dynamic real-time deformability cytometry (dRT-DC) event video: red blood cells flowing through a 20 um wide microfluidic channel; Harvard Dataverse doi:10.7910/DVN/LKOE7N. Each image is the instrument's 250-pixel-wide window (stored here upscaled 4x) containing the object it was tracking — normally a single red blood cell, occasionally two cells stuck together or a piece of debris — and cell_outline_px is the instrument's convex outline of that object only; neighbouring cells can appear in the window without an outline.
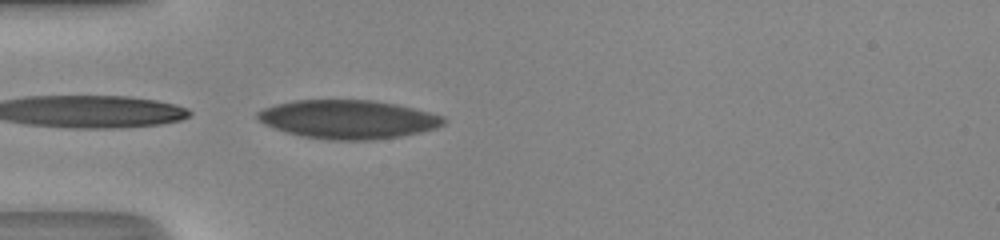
{"species": "human", "species_latin": "Homo sapiens", "temperature_condition": "room temperature", "stored_images_in_passage": 4, "camera_frame_rate_fps": 3000, "um_per_image_px": 0.085, "donor": {"sex": "male"}, "frame": {"image": 1, "passage_image": 4, "time_ms": 1.0, "image_size_px": [1000, 240], "cell_outline_px": [[448, 120], [444, 124], [436, 128], [420, 132], [400, 136], [368, 140], [328, 140], [304, 136], [288, 132], [264, 124], [256, 116], [256, 112], [264, 108], [276, 104], [296, 100], [372, 100], [396, 104], [444, 116]], "centroid_in_image_um": [29.61, 10.14], "position_along_channel_um": 55.4, "area_um2": 41.67}}